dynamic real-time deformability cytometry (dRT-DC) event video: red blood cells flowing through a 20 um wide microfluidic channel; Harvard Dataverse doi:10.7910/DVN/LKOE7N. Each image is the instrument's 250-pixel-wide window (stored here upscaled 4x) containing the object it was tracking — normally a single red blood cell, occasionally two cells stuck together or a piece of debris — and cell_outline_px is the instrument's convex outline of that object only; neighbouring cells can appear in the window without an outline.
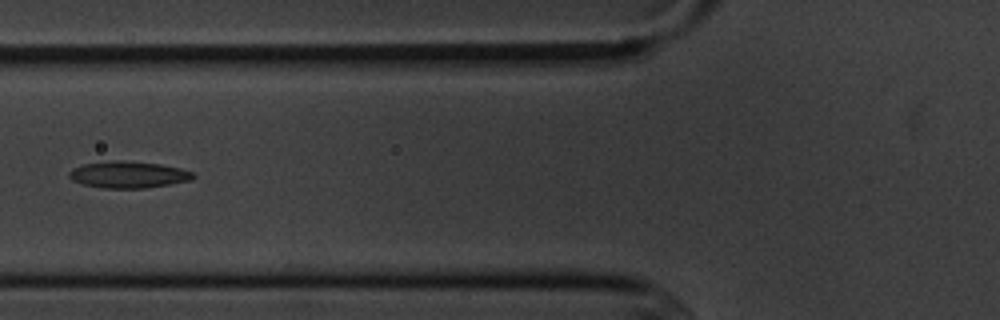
{"species": "common noctule bat (a hibernating species)", "species_latin": "Nyctalus noctula", "temperature_condition": "cold", "stored_images_in_passage": 6, "camera_frame_rate_fps": 3000, "um_per_image_px": 0.085, "animal": {"sex": "male", "body_mass_g": 20.1, "forearm_length_mm": 53.5}, "frame": {"image": 1, "passage_image": 3, "time_ms": 2.333, "image_size_px": [1000, 320], "cell_outline_px": [[196, 176], [192, 180], [144, 188], [100, 188], [84, 184], [72, 180], [68, 176], [68, 172], [72, 168], [84, 164], [116, 160], [124, 160], [160, 164], [180, 168], [192, 172]], "centroid_in_image_um": [10.89, 14.84], "position_along_channel_um": 114.9, "area_um2": 19.25}}
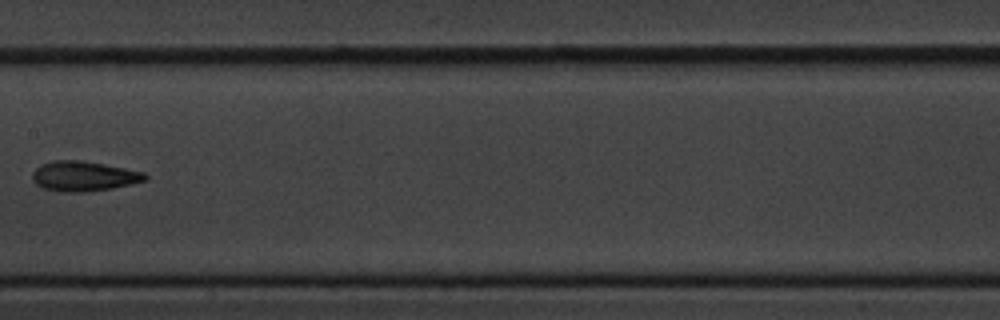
{"frame": {"image": 2, "passage_image": 5, "time_ms": 4.667, "image_size_px": [1000, 320], "cell_outline_px": [[148, 180], [112, 188], [84, 192], [64, 192], [44, 188], [36, 184], [32, 180], [32, 172], [40, 164], [52, 160], [80, 160], [104, 164], [144, 172], [148, 176]], "centroid_in_image_um": [7.1, 14.97], "position_along_channel_um": 200.3, "area_um2": 19.71}}
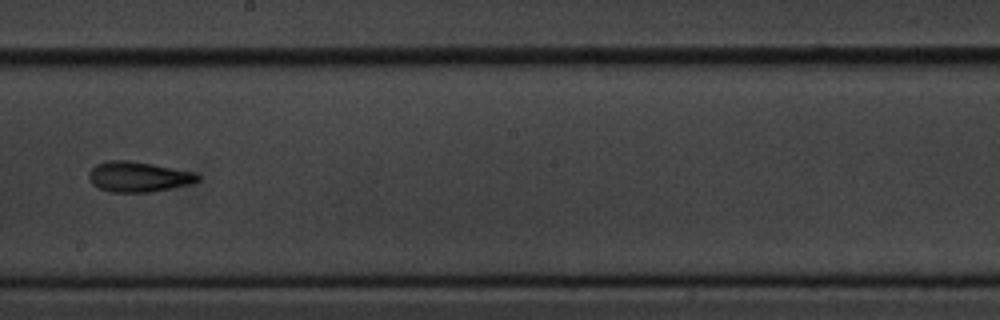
{"frame": {"image": 3, "passage_image": 6, "time_ms": 5.667, "image_size_px": [1000, 320], "cell_outline_px": [[200, 180], [188, 184], [152, 192], [112, 192], [100, 188], [92, 184], [88, 176], [88, 172], [96, 164], [108, 160], [128, 160], [152, 164], [192, 172], [200, 176]], "centroid_in_image_um": [11.72, 15.02], "position_along_channel_um": 236.5, "area_um2": 19.02}}